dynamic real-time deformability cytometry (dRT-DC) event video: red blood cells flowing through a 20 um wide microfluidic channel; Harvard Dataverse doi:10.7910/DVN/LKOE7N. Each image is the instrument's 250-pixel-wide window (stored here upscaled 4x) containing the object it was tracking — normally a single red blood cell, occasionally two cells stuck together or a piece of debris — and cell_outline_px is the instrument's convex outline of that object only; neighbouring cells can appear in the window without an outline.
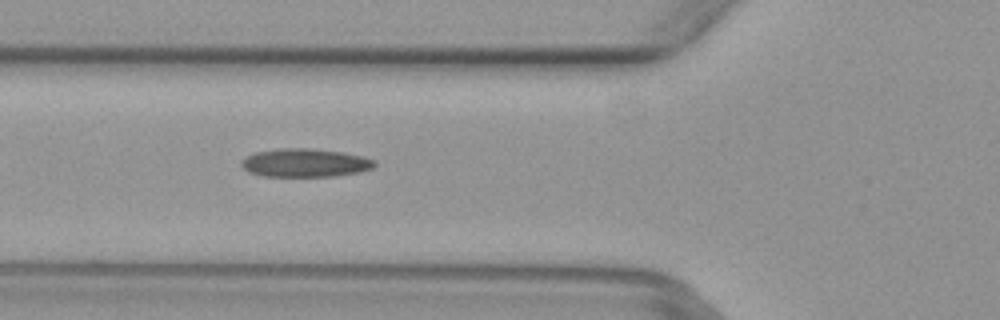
{"species": "common noctule bat (a hibernating species)", "species_latin": "Nyctalus noctula", "temperature_condition": "warm", "stored_images_in_passage": 3, "camera_frame_rate_fps": 3000, "um_per_image_px": 0.085, "animal": {"sex": "female", "body_mass_g": 29.2, "forearm_length_mm": 56.3}, "frame": {"image": 1, "passage_image": 3, "time_ms": 0.667, "image_size_px": [1000, 320], "cell_outline_px": [[376, 164], [372, 168], [356, 172], [336, 176], [264, 176], [248, 172], [240, 164], [248, 156], [256, 152], [280, 148], [312, 148], [344, 152], [364, 156], [376, 160]], "centroid_in_image_um": [25.97, 13.83], "position_along_channel_um": 99.8, "area_um2": 21.96}}